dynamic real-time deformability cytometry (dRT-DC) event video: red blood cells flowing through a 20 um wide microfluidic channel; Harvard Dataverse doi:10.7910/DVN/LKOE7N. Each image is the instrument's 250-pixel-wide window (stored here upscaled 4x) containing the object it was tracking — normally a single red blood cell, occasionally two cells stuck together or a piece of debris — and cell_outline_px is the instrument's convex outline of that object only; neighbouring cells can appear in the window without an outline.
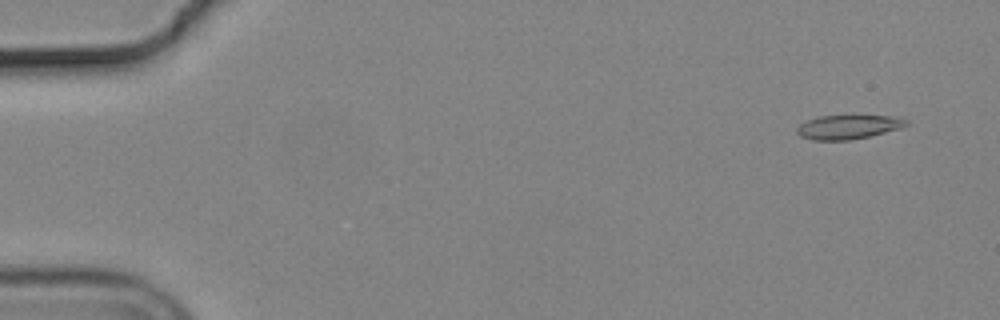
{"species": "common noctule bat (a hibernating species)", "species_latin": "Nyctalus noctula", "temperature_condition": "cold", "stored_images_in_passage": 56, "camera_frame_rate_fps": 3000, "um_per_image_px": 0.085, "animal": {"sex": "male", "body_mass_g": 19.2, "forearm_length_mm": 51.8}, "frame": {"image": 1, "passage_image": 4, "time_ms": 1.0, "image_size_px": [1000, 320], "cell_outline_px": [[908, 124], [900, 128], [868, 136], [848, 140], [812, 140], [800, 136], [796, 132], [796, 128], [800, 124], [808, 120], [820, 116], [892, 116], [908, 120]], "centroid_in_image_um": [72.06, 10.79], "position_along_channel_um": 12.9, "area_um2": 15.09}}
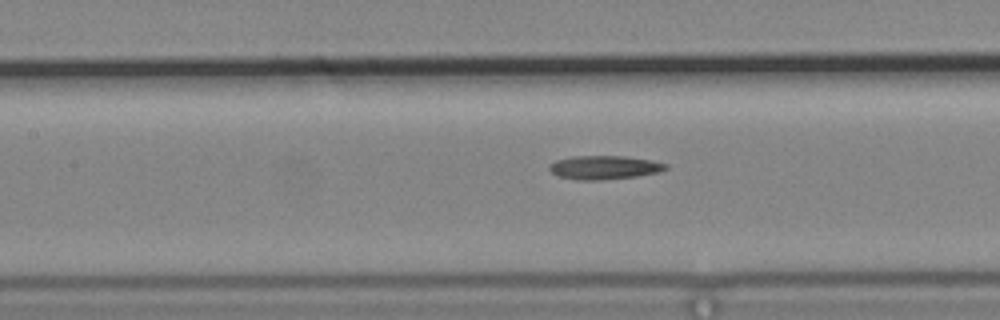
{"frame": {"image": 2, "passage_image": 26, "time_ms": 8.333, "image_size_px": [1000, 320], "cell_outline_px": [[668, 168], [660, 172], [636, 176], [600, 180], [576, 180], [556, 176], [548, 168], [556, 160], [572, 156], [624, 156], [652, 160], [668, 164]], "centroid_in_image_um": [51.37, 14.23], "position_along_channel_um": 156.0, "area_um2": 16.13}}
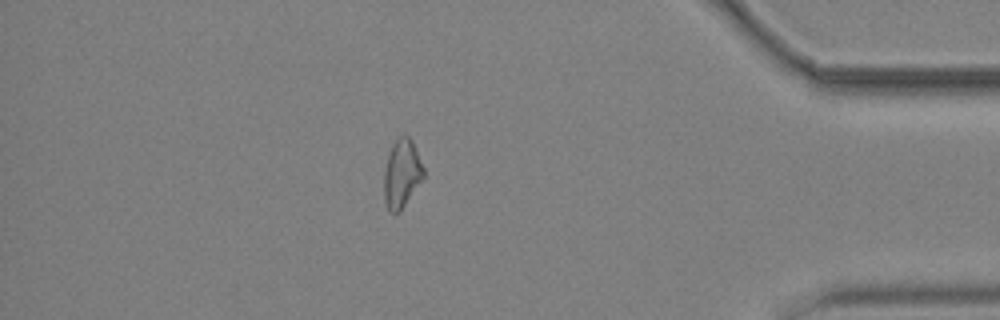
{"frame": {"image": 3, "passage_image": 49, "time_ms": 16.0, "image_size_px": [1000, 320], "cell_outline_px": [[424, 176], [400, 212], [392, 212], [388, 208], [384, 200], [384, 168], [392, 144], [404, 132], [412, 140], [424, 168]], "centroid_in_image_um": [34.15, 14.73], "position_along_channel_um": 401.1, "area_um2": 15.66}}